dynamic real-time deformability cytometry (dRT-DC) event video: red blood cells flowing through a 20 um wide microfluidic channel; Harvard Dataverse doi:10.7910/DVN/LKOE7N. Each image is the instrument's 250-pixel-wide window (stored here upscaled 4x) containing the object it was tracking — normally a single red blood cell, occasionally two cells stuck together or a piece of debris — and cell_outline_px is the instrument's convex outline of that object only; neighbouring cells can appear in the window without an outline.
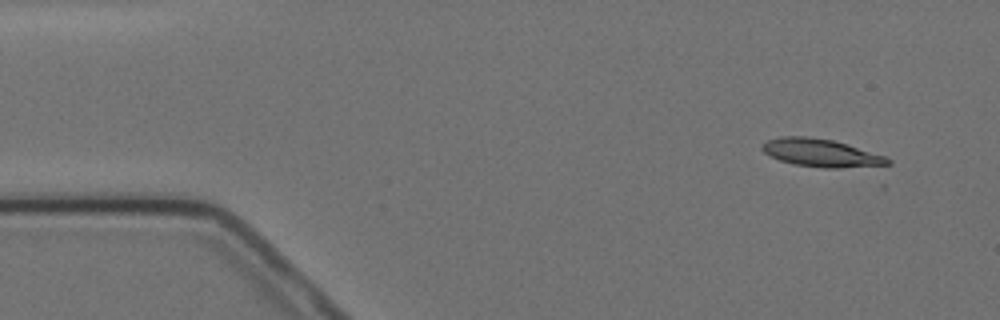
{"species": "Egyptian fruit bat (a non-hibernating species)", "species_latin": "Rousettus aegyptiacus", "temperature_condition": "cold", "stored_images_in_passage": 4, "camera_frame_rate_fps": 3000, "um_per_image_px": 0.085, "animal": {"sex": "female"}, "frame": {"image": 1, "passage_image": 1, "time_ms": 0.0, "image_size_px": [1000, 320], "cell_outline_px": [[892, 164], [884, 168], [824, 168], [796, 164], [780, 160], [764, 152], [760, 148], [760, 144], [768, 140], [780, 136], [808, 136], [832, 140], [848, 144], [884, 156], [892, 160]], "centroid_in_image_um": [69.9, 13.02], "position_along_channel_um": 15.1, "area_um2": 20.92}}